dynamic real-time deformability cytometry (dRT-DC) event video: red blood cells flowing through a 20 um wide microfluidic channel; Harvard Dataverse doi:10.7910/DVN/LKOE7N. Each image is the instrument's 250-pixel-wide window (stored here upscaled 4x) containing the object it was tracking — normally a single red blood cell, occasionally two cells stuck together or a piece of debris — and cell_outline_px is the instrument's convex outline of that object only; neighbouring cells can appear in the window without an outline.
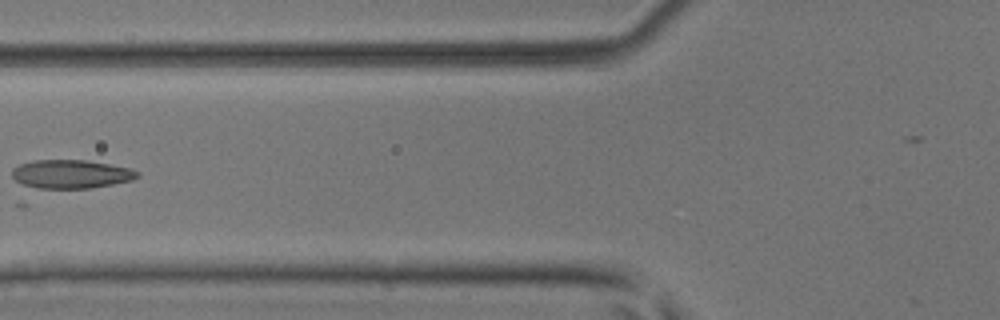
{"species": "common noctule bat (a hibernating species)", "species_latin": "Nyctalus noctula", "temperature_condition": "room temperature", "stored_images_in_passage": 6, "camera_frame_rate_fps": 3000, "um_per_image_px": 0.085, "animal": {"sex": "male", "body_mass_g": 17.9, "forearm_length_mm": 54.2}, "frame": {"image": 1, "passage_image": 6, "time_ms": 1.667, "image_size_px": [1000, 320], "cell_outline_px": [[140, 176], [132, 180], [92, 188], [36, 188], [24, 184], [16, 180], [12, 176], [12, 168], [20, 164], [32, 160], [84, 160], [132, 168], [140, 172]], "centroid_in_image_um": [6.06, 14.79], "position_along_channel_um": 119.7, "area_um2": 20.87}}